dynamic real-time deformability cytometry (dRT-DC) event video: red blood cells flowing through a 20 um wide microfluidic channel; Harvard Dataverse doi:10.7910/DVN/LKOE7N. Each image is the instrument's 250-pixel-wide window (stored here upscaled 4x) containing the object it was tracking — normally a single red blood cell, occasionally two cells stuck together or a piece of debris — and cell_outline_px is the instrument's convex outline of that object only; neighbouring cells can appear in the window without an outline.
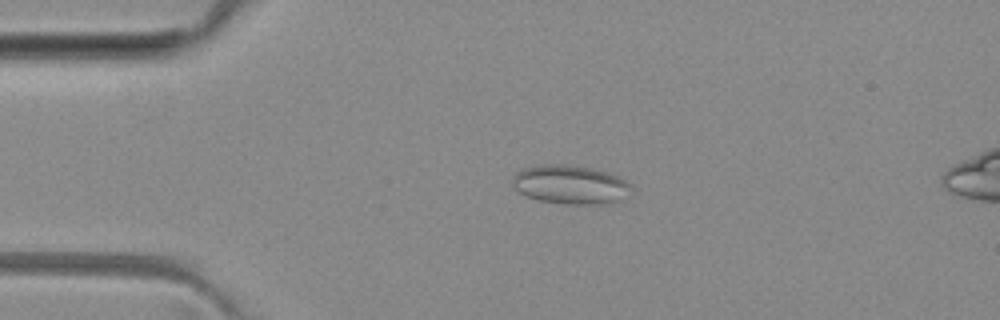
{"species": "common noctule bat (a hibernating species)", "species_latin": "Nyctalus noctula", "temperature_condition": "room temperature", "stored_images_in_passage": 3, "camera_frame_rate_fps": 3000, "um_per_image_px": 0.085, "animal": {"sex": "female", "body_mass_g": 29.2, "forearm_length_mm": 56.3}, "frame": {"image": 1, "passage_image": 1, "time_ms": 0.0, "image_size_px": [1000, 320], "cell_outline_px": [[632, 188], [616, 200], [604, 204], [564, 204], [540, 200], [528, 196], [512, 188], [512, 176], [516, 172], [524, 168], [540, 164], [564, 164], [588, 168], [620, 176], [632, 184]], "centroid_in_image_um": [48.41, 15.68], "position_along_channel_um": 36.6, "area_um2": 26.65}}